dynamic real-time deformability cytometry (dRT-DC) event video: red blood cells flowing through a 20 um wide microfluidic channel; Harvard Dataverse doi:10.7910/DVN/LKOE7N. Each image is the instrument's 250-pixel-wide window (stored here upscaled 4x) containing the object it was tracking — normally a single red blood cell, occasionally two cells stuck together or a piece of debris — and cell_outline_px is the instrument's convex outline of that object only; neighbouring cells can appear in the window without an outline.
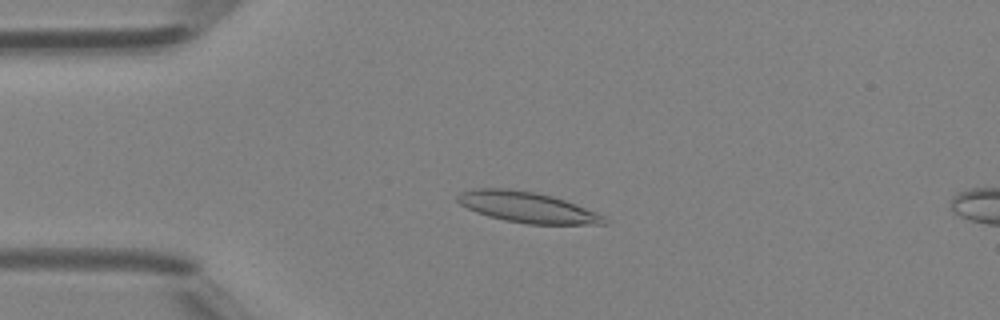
{"species": "Egyptian fruit bat (a non-hibernating species)", "species_latin": "Rousettus aegyptiacus", "temperature_condition": "room temperature", "stored_images_in_passage": 47, "camera_frame_rate_fps": 3000, "um_per_image_px": 0.085, "animal": {"sex": "female"}, "frame": {"image": 1, "passage_image": 11, "time_ms": 3.333, "image_size_px": [1000, 320], "cell_outline_px": [[608, 224], [528, 224], [504, 220], [488, 216], [476, 212], [460, 204], [456, 200], [456, 196], [460, 192], [472, 188], [508, 188], [536, 192], [552, 196], [576, 204], [596, 212], [604, 216], [608, 220]], "centroid_in_image_um": [44.79, 17.61], "position_along_channel_um": 40.2, "area_um2": 26.36}}
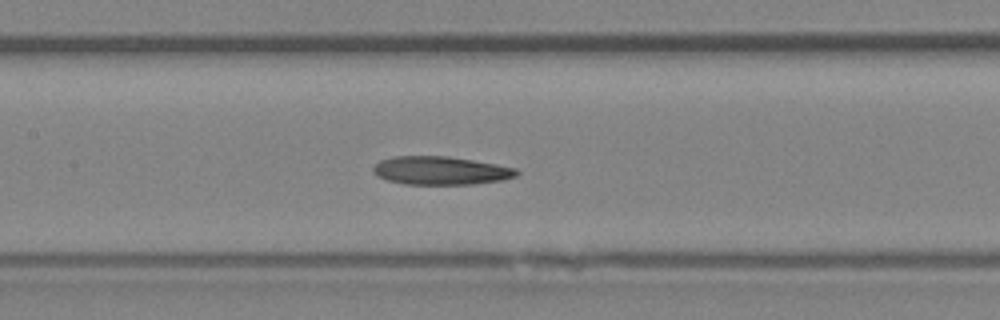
{"frame": {"image": 2, "passage_image": 22, "time_ms": 7.0, "image_size_px": [1000, 320], "cell_outline_px": [[520, 172], [516, 176], [500, 180], [472, 184], [404, 184], [388, 180], [376, 176], [372, 172], [372, 168], [380, 160], [392, 156], [448, 156], [496, 164], [516, 168]], "centroid_in_image_um": [37.42, 14.49], "position_along_channel_um": 170.0, "area_um2": 23.64}}
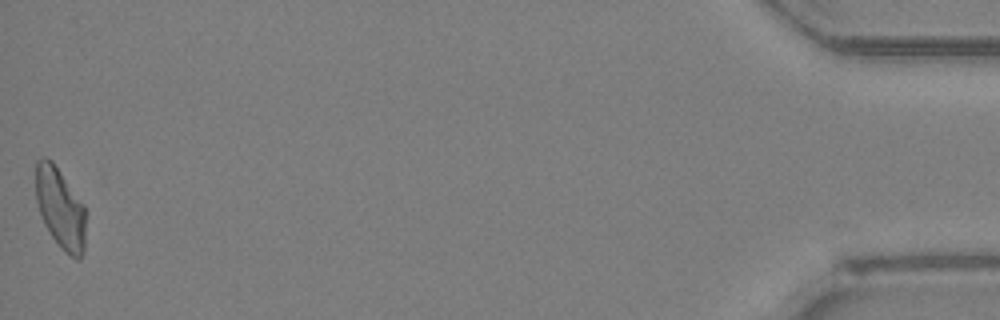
{"frame": {"image": 3, "passage_image": 47, "time_ms": 15.333, "image_size_px": [1000, 320], "cell_outline_px": [[84, 252], [80, 260], [76, 260], [64, 252], [60, 248], [44, 224], [36, 200], [36, 160], [44, 156], [52, 160], [84, 204]], "centroid_in_image_um": [5.12, 17.7], "position_along_channel_um": 430.1, "area_um2": 23.52}, "authors_computed_cell_mechanics": {"area_um2": 24.1604, "velocity_mm_per_s": 4.3166, "shape_relaxation_time_tau1_ms": null, "shape_relaxation_time_tau2_ms": 6.3629, "deformation_change_tau1": null, "deformation_change_tau2": 0.161}}